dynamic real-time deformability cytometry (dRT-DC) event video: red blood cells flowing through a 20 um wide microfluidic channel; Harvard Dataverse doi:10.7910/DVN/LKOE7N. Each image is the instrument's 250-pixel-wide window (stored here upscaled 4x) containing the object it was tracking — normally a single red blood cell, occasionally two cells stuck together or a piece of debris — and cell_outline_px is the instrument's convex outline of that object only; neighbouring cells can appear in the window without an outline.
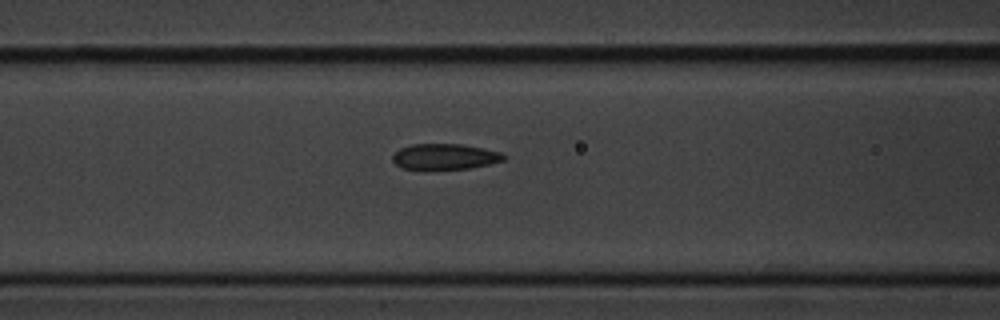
{"species": "common noctule bat (a hibernating species)", "species_latin": "Nyctalus noctula", "temperature_condition": "cold", "stored_images_in_passage": 18, "camera_frame_rate_fps": 3000, "um_per_image_px": 0.085, "animal": {"sex": "male", "body_mass_g": 20.1, "forearm_length_mm": 53.5}, "frame": {"image": 1, "passage_image": 16, "time_ms": 5.0, "image_size_px": [1000, 320], "cell_outline_px": [[508, 156], [504, 160], [488, 164], [468, 168], [428, 172], [424, 172], [400, 168], [392, 160], [392, 156], [400, 148], [412, 144], [460, 144], [484, 148], [500, 152]], "centroid_in_image_um": [37.75, 13.36], "position_along_channel_um": 128.8, "area_um2": 17.4}}